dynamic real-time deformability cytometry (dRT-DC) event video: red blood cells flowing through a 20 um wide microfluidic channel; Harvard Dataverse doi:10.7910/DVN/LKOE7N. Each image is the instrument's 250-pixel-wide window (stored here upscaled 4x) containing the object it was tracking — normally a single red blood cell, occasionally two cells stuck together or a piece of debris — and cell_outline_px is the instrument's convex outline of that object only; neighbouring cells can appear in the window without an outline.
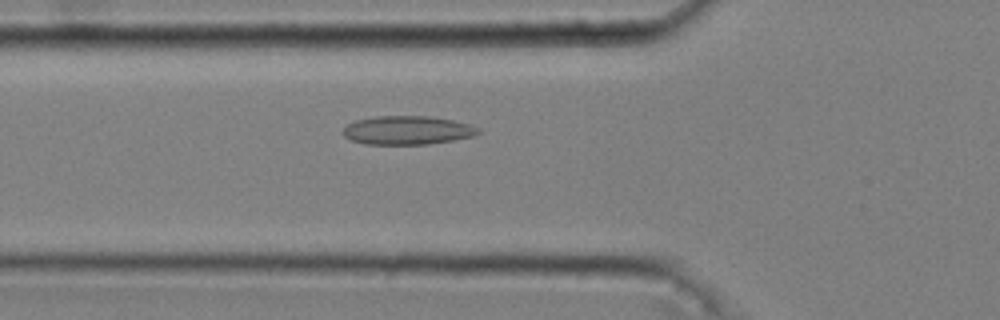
{"species": "common noctule bat (a hibernating species)", "species_latin": "Nyctalus noctula", "temperature_condition": "cold", "stored_images_in_passage": 46, "camera_frame_rate_fps": 3000, "um_per_image_px": 0.085, "animal": {"sex": "male", "body_mass_g": 20.4}, "frame": {"image": 1, "passage_image": 18, "time_ms": 5.667, "image_size_px": [1000, 320], "cell_outline_px": [[480, 132], [472, 136], [452, 140], [428, 144], [364, 144], [352, 140], [344, 136], [340, 132], [348, 124], [356, 120], [376, 116], [428, 116], [452, 120], [468, 124], [480, 128]], "centroid_in_image_um": [34.59, 11.07], "position_along_channel_um": 91.2, "area_um2": 22.48}}
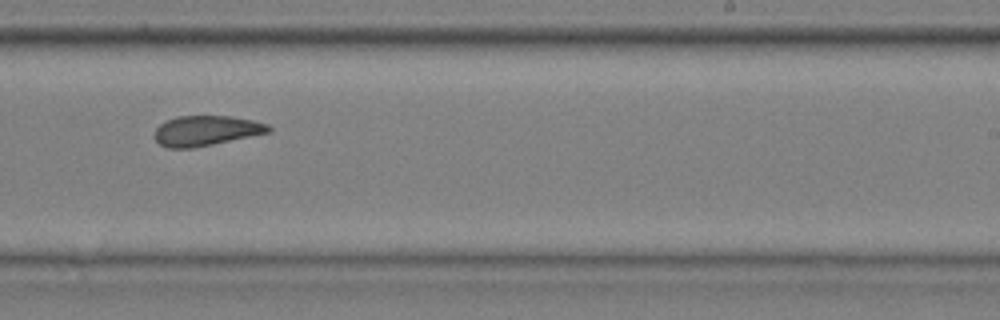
{"frame": {"image": 2, "passage_image": 33, "time_ms": 10.667, "image_size_px": [1000, 320], "cell_outline_px": [[272, 132], [192, 148], [168, 148], [160, 144], [156, 140], [156, 128], [160, 124], [176, 116], [232, 116], [252, 120], [268, 124], [272, 128]], "centroid_in_image_um": [17.56, 11.1], "position_along_channel_um": 271.4, "area_um2": 19.88}}
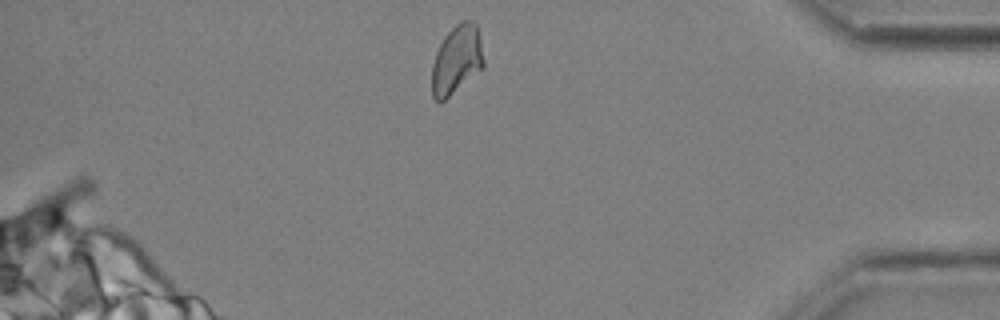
{"frame": {"image": 3, "passage_image": 46, "time_ms": 15.0, "image_size_px": [1000, 320], "cell_outline_px": [[484, 68], [440, 104], [432, 96], [432, 64], [436, 52], [444, 36], [460, 20], [472, 20], [476, 24], [480, 40], [484, 60]], "centroid_in_image_um": [38.81, 5.09], "position_along_channel_um": 396.4, "area_um2": 20.92}, "authors_computed_cell_mechanics": {"area_um2": 21.2415, "velocity_mm_per_s": 3.6057, "shape_relaxation_time_tau1_ms": null, "shape_relaxation_time_tau2_ms": 3.0506, "deformation_change_tau1": null, "deformation_change_tau2": 0.0856}}